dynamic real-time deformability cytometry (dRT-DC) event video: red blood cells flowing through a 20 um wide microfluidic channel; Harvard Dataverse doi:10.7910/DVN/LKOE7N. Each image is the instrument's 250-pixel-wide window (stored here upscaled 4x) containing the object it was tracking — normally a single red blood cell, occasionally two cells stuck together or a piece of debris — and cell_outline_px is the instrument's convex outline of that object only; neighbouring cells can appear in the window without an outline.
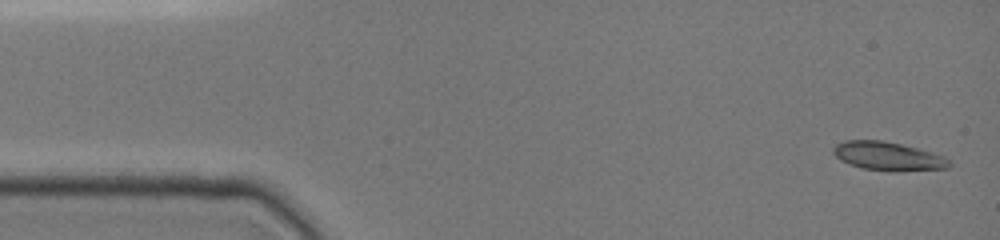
{"species": "common noctule bat (a hibernating species)", "species_latin": "Nyctalus noctula", "temperature_condition": "cold", "stored_images_in_passage": 18, "camera_frame_rate_fps": 3000, "um_per_image_px": 0.085, "animal": {"sex": "female", "body_mass_g": 19.0, "forearm_length_mm": 51.5}, "frame": {"image": 1, "passage_image": 1, "time_ms": 0.0, "image_size_px": [1000, 240], "cell_outline_px": [[952, 164], [948, 168], [864, 168], [840, 160], [832, 152], [832, 148], [836, 144], [844, 140], [884, 140], [932, 152], [944, 156]], "centroid_in_image_um": [75.4, 13.2], "position_along_channel_um": 9.6, "area_um2": 18.09}}
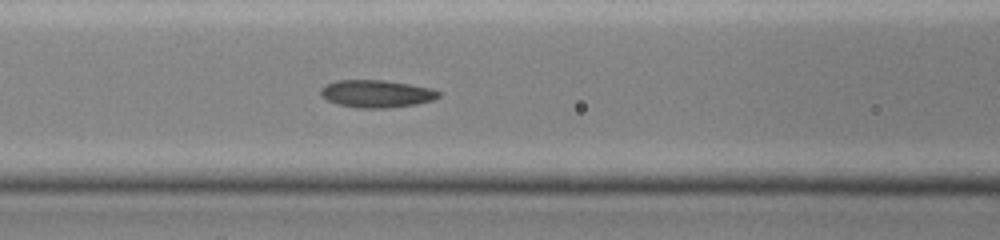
{"frame": {"image": 2, "passage_image": 11, "time_ms": 6.0, "image_size_px": [1000, 240], "cell_outline_px": [[440, 96], [432, 100], [416, 104], [384, 108], [360, 108], [340, 104], [328, 100], [320, 96], [320, 88], [324, 84], [336, 80], [384, 80], [432, 88], [440, 92]], "centroid_in_image_um": [31.97, 7.95], "position_along_channel_um": 134.6, "area_um2": 18.84}}
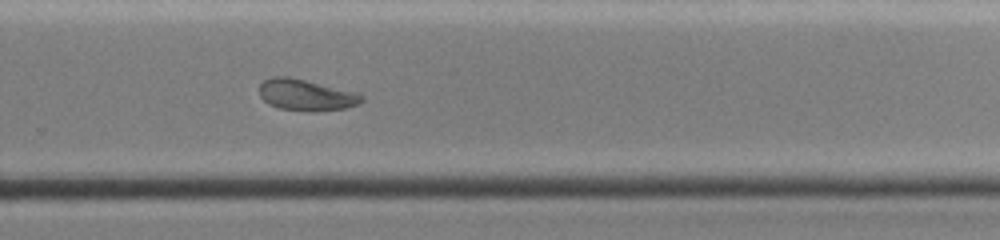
{"frame": {"image": 3, "passage_image": 18, "time_ms": 10.333, "image_size_px": [1000, 240], "cell_outline_px": [[364, 100], [360, 104], [344, 108], [280, 108], [268, 104], [260, 96], [260, 84], [264, 80], [272, 76], [288, 76], [360, 92], [364, 96]], "centroid_in_image_um": [26.04, 8.0], "position_along_channel_um": 303.8, "area_um2": 18.03}}